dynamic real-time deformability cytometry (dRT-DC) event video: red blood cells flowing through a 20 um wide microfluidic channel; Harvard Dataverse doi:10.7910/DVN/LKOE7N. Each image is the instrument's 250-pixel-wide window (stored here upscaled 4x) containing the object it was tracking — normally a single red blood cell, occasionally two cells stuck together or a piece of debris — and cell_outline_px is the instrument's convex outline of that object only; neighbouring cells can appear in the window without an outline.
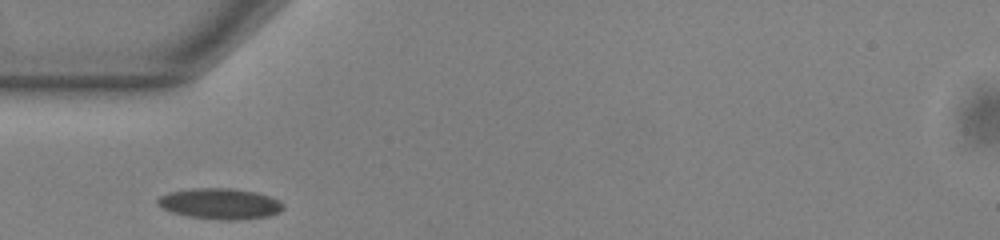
{"species": "common noctule bat (a hibernating species)", "species_latin": "Nyctalus noctula", "temperature_condition": "warm", "stored_images_in_passage": 22, "camera_frame_rate_fps": 3000, "um_per_image_px": 0.085, "animal": {"sex": "male", "body_mass_g": 13.0, "forearm_length_mm": 53.1}, "frame": {"image": 1, "passage_image": 1, "time_ms": 0.0, "image_size_px": [1000, 240], "cell_outline_px": [[284, 208], [280, 212], [268, 216], [240, 220], [220, 220], [188, 216], [172, 212], [156, 204], [156, 200], [160, 196], [168, 192], [192, 188], [232, 188], [256, 192], [280, 200], [284, 204]], "centroid_in_image_um": [18.71, 17.31], "position_along_channel_um": 66.3, "area_um2": 22.72}}
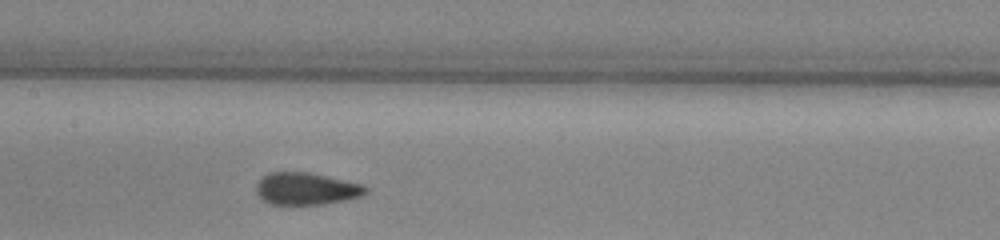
{"frame": {"image": 2, "passage_image": 10, "time_ms": 3.0, "image_size_px": [1000, 240], "cell_outline_px": [[368, 192], [360, 196], [344, 200], [324, 204], [268, 204], [260, 200], [256, 192], [256, 184], [268, 172], [308, 172], [364, 184], [368, 188]], "centroid_in_image_um": [26.01, 16.04], "position_along_channel_um": 181.4, "area_um2": 20.63}}
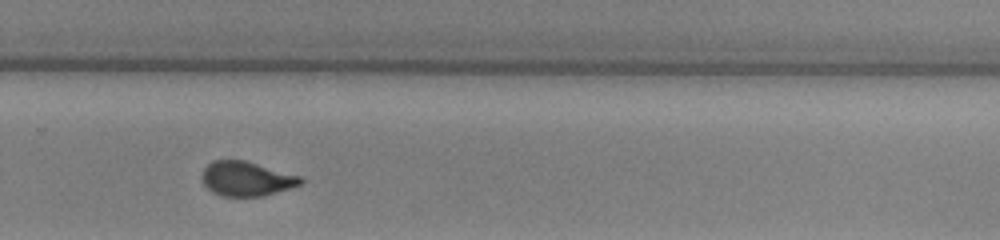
{"frame": {"image": 3, "passage_image": 20, "time_ms": 6.333, "image_size_px": [1000, 240], "cell_outline_px": [[304, 180], [300, 184], [264, 196], [224, 196], [212, 192], [204, 184], [200, 176], [204, 168], [212, 160], [244, 160], [300, 176]], "centroid_in_image_um": [20.9, 15.19], "position_along_channel_um": 308.9, "area_um2": 19.65}}